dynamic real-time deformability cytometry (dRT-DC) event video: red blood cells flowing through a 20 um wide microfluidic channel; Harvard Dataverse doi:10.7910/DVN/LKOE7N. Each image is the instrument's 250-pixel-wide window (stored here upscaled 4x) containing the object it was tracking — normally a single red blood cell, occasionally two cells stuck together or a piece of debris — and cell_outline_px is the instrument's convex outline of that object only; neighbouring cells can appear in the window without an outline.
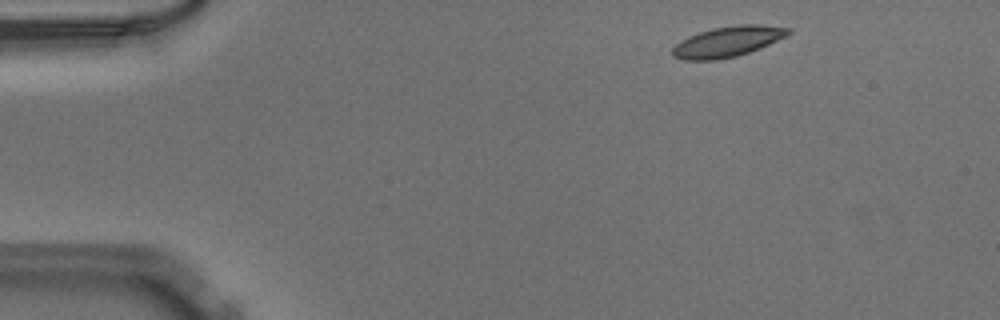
{"species": "Egyptian fruit bat (a non-hibernating species)", "species_latin": "Rousettus aegyptiacus", "temperature_condition": "warm", "stored_images_in_passage": 46, "camera_frame_rate_fps": 3000, "um_per_image_px": 0.085, "animal": {"sex": "male"}, "frame": {"image": 1, "passage_image": 2, "time_ms": 0.333, "image_size_px": [1000, 320], "cell_outline_px": [[792, 32], [768, 44], [748, 52], [736, 56], [716, 60], [684, 60], [672, 56], [672, 48], [676, 44], [688, 36], [712, 28], [736, 24], [756, 24], [792, 28]], "centroid_in_image_um": [61.82, 3.53], "position_along_channel_um": 23.2, "area_um2": 20.4}}
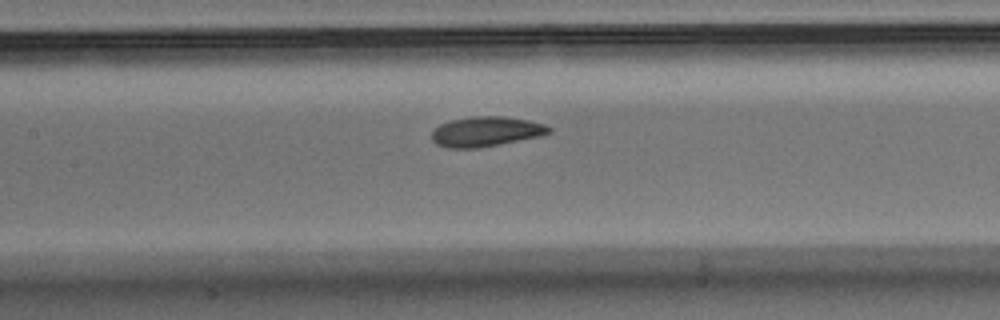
{"frame": {"image": 2, "passage_image": 19, "time_ms": 6.0, "image_size_px": [1000, 320], "cell_outline_px": [[552, 132], [540, 136], [500, 144], [476, 148], [444, 148], [436, 144], [432, 140], [432, 132], [440, 124], [452, 120], [472, 116], [504, 116], [528, 120], [544, 124], [552, 128]], "centroid_in_image_um": [41.31, 11.18], "position_along_channel_um": 166.1, "area_um2": 20.46}}
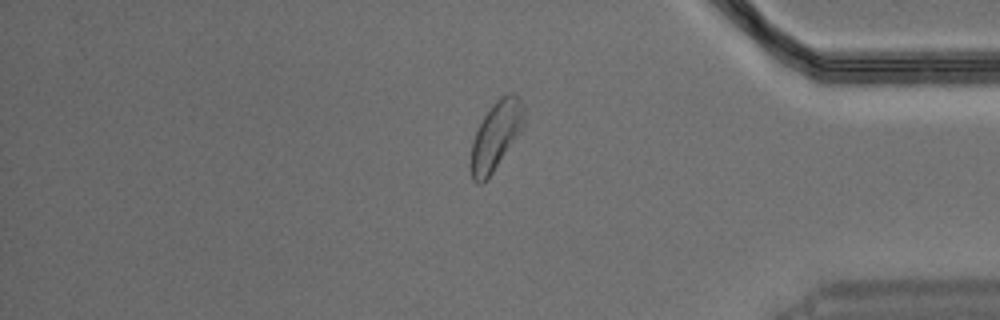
{"frame": {"image": 3, "passage_image": 38, "time_ms": 12.333, "image_size_px": [1000, 320], "cell_outline_px": [[524, 128], [492, 172], [480, 184], [476, 184], [472, 180], [468, 164], [472, 140], [484, 116], [492, 104], [500, 96], [508, 92], [512, 92], [520, 96], [524, 104]], "centroid_in_image_um": [42.15, 11.5], "position_along_channel_um": 393.1, "area_um2": 21.62}}